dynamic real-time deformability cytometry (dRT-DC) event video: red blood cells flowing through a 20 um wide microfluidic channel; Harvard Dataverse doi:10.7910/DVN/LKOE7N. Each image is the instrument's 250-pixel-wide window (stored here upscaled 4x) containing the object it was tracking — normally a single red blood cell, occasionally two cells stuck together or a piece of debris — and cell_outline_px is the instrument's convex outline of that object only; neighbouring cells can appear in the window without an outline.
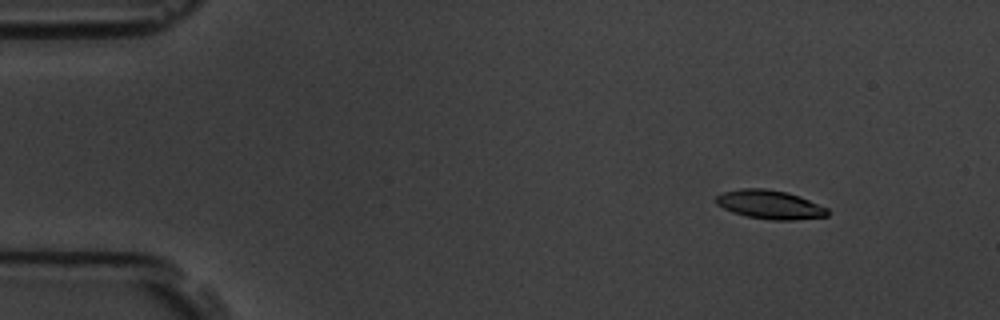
{"species": "common noctule bat (a hibernating species)", "species_latin": "Nyctalus noctula", "temperature_condition": "room temperature", "stored_images_in_passage": 5, "camera_frame_rate_fps": 3000, "um_per_image_px": 0.085, "animal": {"sex": "male", "body_mass_g": 19.5, "forearm_length_mm": 54.6}, "frame": {"image": 1, "passage_image": 3, "time_ms": 2.0, "image_size_px": [1000, 320], "cell_outline_px": [[828, 216], [796, 220], [772, 220], [748, 216], [732, 212], [716, 204], [716, 196], [724, 192], [740, 188], [764, 188], [788, 192], [800, 196], [828, 208]], "centroid_in_image_um": [65.46, 17.38], "position_along_channel_um": 19.5, "area_um2": 18.73}}